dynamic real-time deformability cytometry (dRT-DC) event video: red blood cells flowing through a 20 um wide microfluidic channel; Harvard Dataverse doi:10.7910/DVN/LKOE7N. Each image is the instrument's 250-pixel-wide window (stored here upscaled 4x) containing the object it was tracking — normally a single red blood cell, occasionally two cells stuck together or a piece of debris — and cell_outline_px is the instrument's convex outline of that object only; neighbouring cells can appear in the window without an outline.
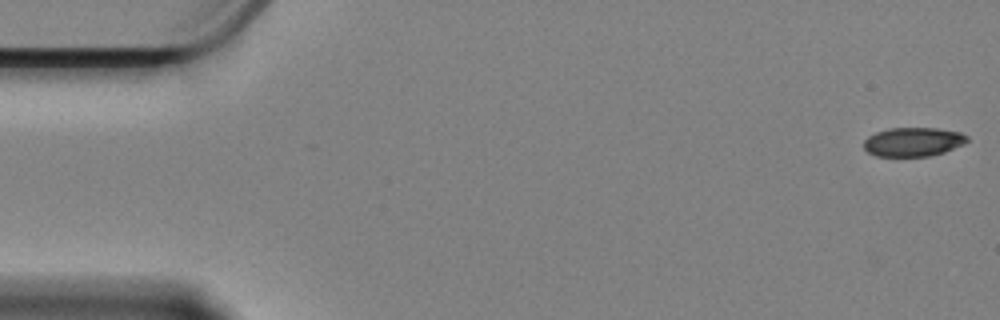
{"species": "Egyptian fruit bat (a non-hibernating species)", "species_latin": "Rousettus aegyptiacus", "temperature_condition": "cold", "stored_images_in_passage": 33, "camera_frame_rate_fps": 3000, "um_per_image_px": 0.085, "animal": {"sex": "female"}, "frame": {"image": 1, "passage_image": 1, "time_ms": 0.0, "image_size_px": [1000, 320], "cell_outline_px": [[968, 140], [964, 144], [944, 152], [928, 156], [876, 156], [868, 152], [864, 148], [864, 140], [868, 136], [876, 132], [888, 128], [940, 128], [960, 132], [968, 136]], "centroid_in_image_um": [77.62, 12.05], "position_along_channel_um": 7.4, "area_um2": 17.51}}
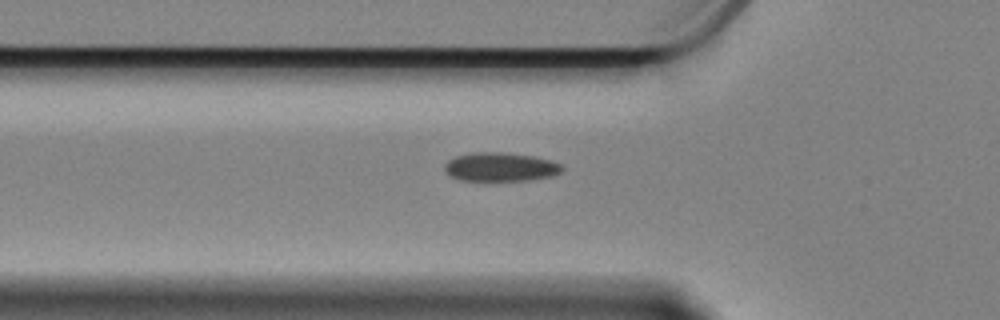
{"frame": {"image": 2, "passage_image": 19, "time_ms": 6.0, "image_size_px": [1000, 320], "cell_outline_px": [[564, 168], [560, 172], [552, 176], [532, 180], [460, 180], [448, 176], [444, 172], [444, 164], [448, 160], [456, 156], [472, 152], [504, 152], [532, 156], [552, 160], [560, 164]], "centroid_in_image_um": [42.51, 14.19], "position_along_channel_um": 83.3, "area_um2": 19.88}}
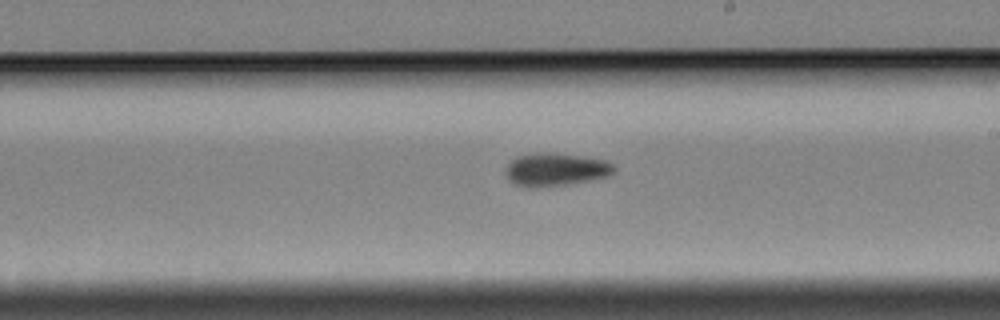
{"frame": {"image": 3, "passage_image": 33, "time_ms": 10.667, "image_size_px": [1000, 320], "cell_outline_px": [[616, 168], [608, 176], [568, 184], [536, 188], [528, 188], [512, 184], [508, 180], [504, 172], [508, 164], [516, 156], [536, 152], [544, 152], [580, 156], [604, 160], [612, 164]], "centroid_in_image_um": [47.14, 14.42], "position_along_channel_um": 241.9, "area_um2": 20.92}}